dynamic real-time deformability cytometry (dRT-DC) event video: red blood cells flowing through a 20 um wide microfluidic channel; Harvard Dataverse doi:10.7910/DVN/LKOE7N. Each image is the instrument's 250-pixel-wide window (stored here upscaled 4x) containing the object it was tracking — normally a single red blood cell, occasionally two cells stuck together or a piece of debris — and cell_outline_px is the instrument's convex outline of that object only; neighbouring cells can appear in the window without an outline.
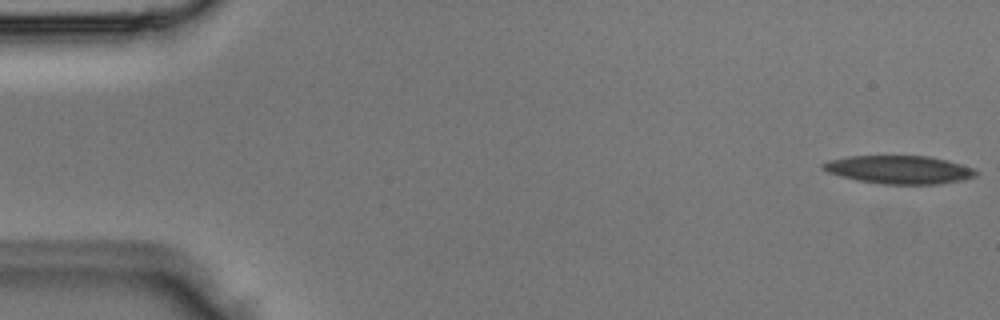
{"species": "Egyptian fruit bat (a non-hibernating species)", "species_latin": "Rousettus aegyptiacus", "temperature_condition": "room temperature", "stored_images_in_passage": 5, "segment_of_instrument_passage": [1, 2], "camera_frame_rate_fps": 3000, "um_per_image_px": 0.085, "animal": {"sex": "male"}, "frame": {"image": 1, "passage_image": 1, "time_ms": 0.0, "image_size_px": [1000, 320], "cell_outline_px": [[980, 172], [976, 176], [964, 180], [936, 184], [884, 184], [856, 180], [840, 176], [828, 172], [820, 168], [820, 164], [828, 160], [848, 156], [928, 156], [960, 164], [972, 168]], "centroid_in_image_um": [76.4, 14.42], "position_along_channel_um": 8.6, "area_um2": 25.14}}